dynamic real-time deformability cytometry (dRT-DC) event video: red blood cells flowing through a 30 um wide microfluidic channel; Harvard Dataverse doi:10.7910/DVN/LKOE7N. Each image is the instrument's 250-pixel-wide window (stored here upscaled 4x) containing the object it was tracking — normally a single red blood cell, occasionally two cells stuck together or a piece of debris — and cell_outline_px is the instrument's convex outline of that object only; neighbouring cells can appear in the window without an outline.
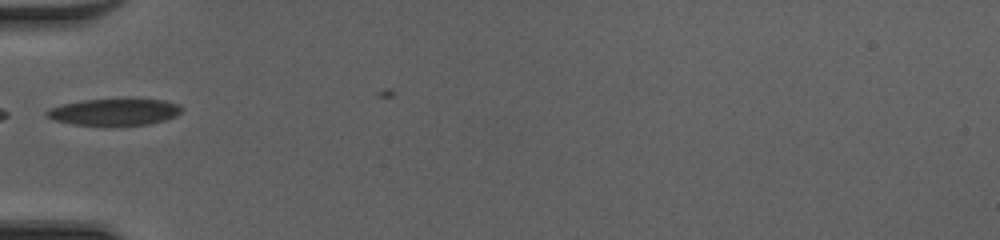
{"species": "common noctule bat (a hibernating species)", "species_latin": "Nyctalus noctula", "temperature_condition": "cold", "stored_images_in_passage": 7, "camera_frame_rate_fps": 3000, "um_per_image_px": 0.085, "animal": {"sex": "female", "body_mass_g": 20.0, "forearm_length_mm": 54.0}, "frame": {"image": 1, "passage_image": 5, "time_ms": 1.333, "image_size_px": [1000, 240], "cell_outline_px": [[184, 108], [176, 116], [164, 120], [148, 124], [108, 128], [104, 128], [72, 124], [52, 120], [44, 112], [48, 108], [80, 100], [164, 100], [180, 104]], "centroid_in_image_um": [9.69, 9.57], "position_along_channel_um": 75.3, "area_um2": 21.62}}